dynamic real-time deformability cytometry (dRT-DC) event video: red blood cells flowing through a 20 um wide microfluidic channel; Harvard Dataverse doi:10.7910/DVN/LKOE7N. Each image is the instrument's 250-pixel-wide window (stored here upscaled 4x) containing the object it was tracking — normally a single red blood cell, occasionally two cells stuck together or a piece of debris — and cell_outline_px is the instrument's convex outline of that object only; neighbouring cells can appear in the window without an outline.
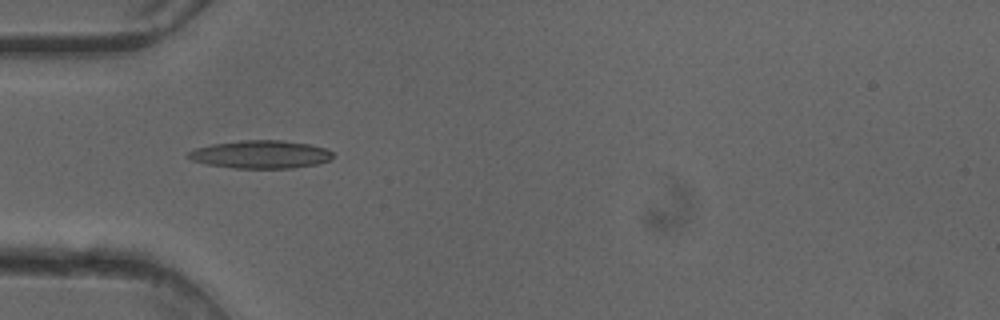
{"species": "common noctule bat (a hibernating species)", "species_latin": "Nyctalus noctula", "temperature_condition": "cold", "stored_images_in_passage": 50, "camera_frame_rate_fps": 3000, "um_per_image_px": 0.085, "animal": {"sex": "female"}, "frame": {"image": 1, "passage_image": 16, "time_ms": 5.0, "image_size_px": [1000, 320], "cell_outline_px": [[332, 160], [316, 164], [292, 168], [232, 168], [208, 164], [192, 160], [184, 156], [188, 152], [196, 148], [212, 144], [240, 140], [284, 140], [308, 144], [324, 148], [332, 152]], "centroid_in_image_um": [22.13, 13.12], "position_along_channel_um": 62.9, "area_um2": 23.58}}
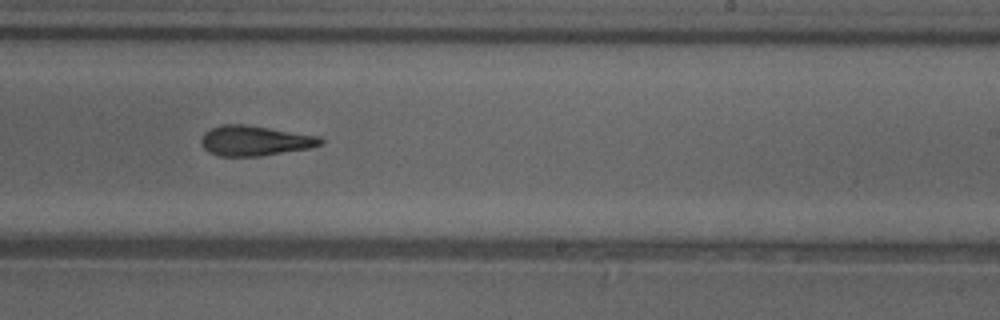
{"frame": {"image": 2, "passage_image": 31, "time_ms": 10.0, "image_size_px": [1000, 320], "cell_outline_px": [[324, 144], [308, 148], [260, 156], [220, 156], [208, 152], [200, 144], [200, 140], [204, 132], [220, 124], [248, 124], [320, 136], [324, 140]], "centroid_in_image_um": [21.65, 11.95], "position_along_channel_um": 267.3, "area_um2": 21.15}}
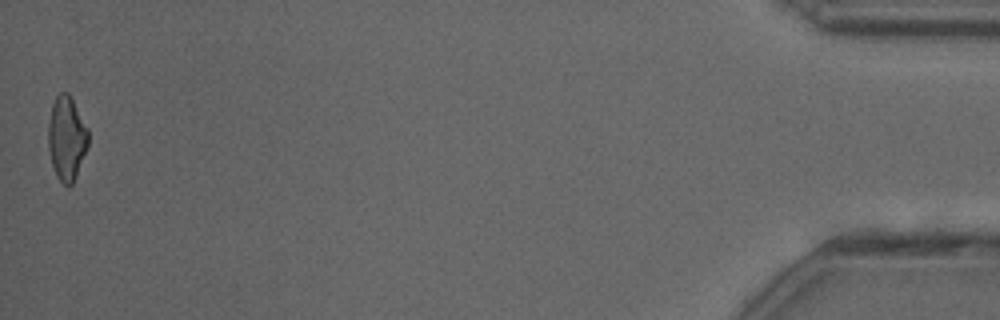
{"frame": {"image": 3, "passage_image": 50, "time_ms": 16.333, "image_size_px": [1000, 320], "cell_outline_px": [[88, 144], [76, 176], [72, 184], [68, 188], [56, 176], [52, 164], [48, 148], [48, 124], [52, 104], [56, 96], [60, 92], [68, 92], [88, 128]], "centroid_in_image_um": [5.65, 11.75], "position_along_channel_um": 429.5, "area_um2": 19.54}, "authors_computed_cell_mechanics": {"area_um2": 21.3282, "velocity_mm_per_s": 4.1136, "shape_relaxation_time_tau1_ms": null, "shape_relaxation_time_tau2_ms": 4.6122, "deformation_change_tau1": null, "deformation_change_tau2": 0.1736}}